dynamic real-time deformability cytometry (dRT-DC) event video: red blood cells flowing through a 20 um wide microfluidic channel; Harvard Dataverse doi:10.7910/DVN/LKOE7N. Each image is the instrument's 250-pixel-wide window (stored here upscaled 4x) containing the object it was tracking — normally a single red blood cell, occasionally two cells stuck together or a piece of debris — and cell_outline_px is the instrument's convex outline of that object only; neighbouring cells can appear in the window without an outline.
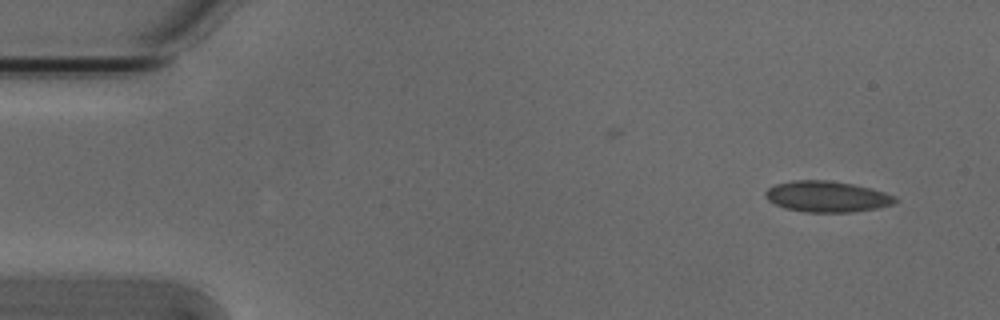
{"species": "Egyptian fruit bat (a non-hibernating species)", "species_latin": "Rousettus aegyptiacus", "temperature_condition": "cold", "stored_images_in_passage": 5, "segment_of_instrument_passage": [1, 2], "camera_frame_rate_fps": 3000, "um_per_image_px": 0.085, "animal": {"sex": "male"}, "frame": {"image": 1, "passage_image": 1, "time_ms": 0.0, "image_size_px": [1000, 320], "cell_outline_px": [[900, 200], [896, 204], [876, 208], [852, 212], [804, 212], [784, 208], [768, 200], [764, 196], [764, 192], [768, 188], [776, 184], [792, 180], [828, 180], [852, 184], [872, 188], [896, 196]], "centroid_in_image_um": [70.32, 16.71], "position_along_channel_um": 14.7, "area_um2": 23.64}}
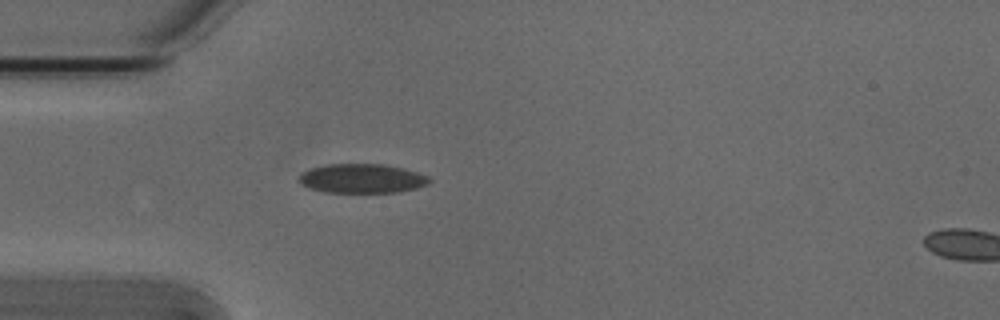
{"frame": {"image": 2, "passage_image": 4, "time_ms": 1.0, "image_size_px": [1000, 320], "cell_outline_px": [[432, 180], [428, 184], [416, 188], [396, 192], [324, 192], [308, 188], [300, 184], [300, 176], [304, 172], [312, 168], [328, 164], [384, 164], [404, 168], [428, 176]], "centroid_in_image_um": [30.79, 15.17], "position_along_channel_um": 54.2, "area_um2": 22.08}}